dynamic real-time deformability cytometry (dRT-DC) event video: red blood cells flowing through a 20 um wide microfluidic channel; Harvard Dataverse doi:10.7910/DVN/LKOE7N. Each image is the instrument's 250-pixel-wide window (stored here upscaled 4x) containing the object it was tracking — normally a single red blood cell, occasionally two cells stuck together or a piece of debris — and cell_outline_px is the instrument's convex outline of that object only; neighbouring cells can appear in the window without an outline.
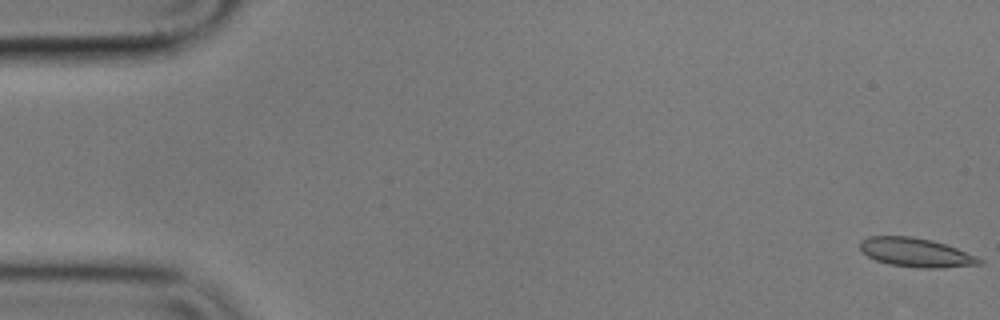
{"species": "common noctule bat (a hibernating species)", "species_latin": "Nyctalus noctula", "temperature_condition": "cold", "stored_images_in_passage": 56, "camera_frame_rate_fps": 3000, "um_per_image_px": 0.085, "animal": {"sex": "male", "body_mass_g": 17.9}, "frame": {"image": 1, "passage_image": 1, "time_ms": 0.0, "image_size_px": [1000, 320], "cell_outline_px": [[984, 264], [940, 268], [916, 268], [888, 264], [876, 260], [868, 256], [860, 248], [860, 240], [868, 236], [912, 236], [932, 240], [956, 248], [976, 256], [984, 260]], "centroid_in_image_um": [77.86, 21.47], "position_along_channel_um": 7.1, "area_um2": 20.23}}
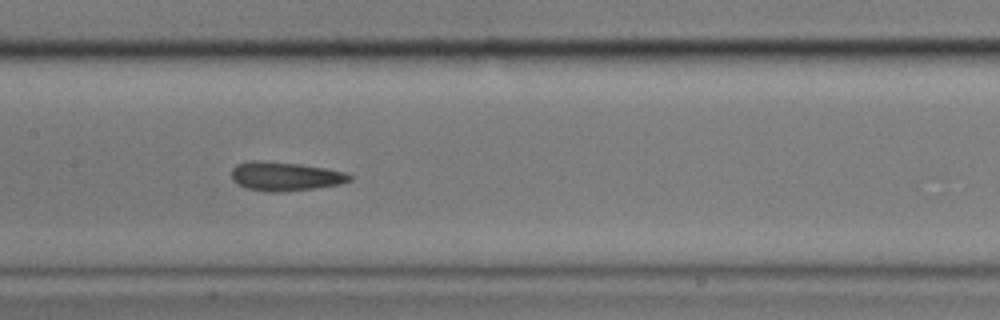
{"frame": {"image": 2, "passage_image": 27, "time_ms": 8.667, "image_size_px": [1000, 320], "cell_outline_px": [[352, 180], [340, 184], [316, 188], [280, 192], [268, 192], [244, 188], [236, 184], [232, 180], [232, 168], [236, 164], [252, 160], [260, 160], [300, 164], [324, 168], [344, 172], [352, 176]], "centroid_in_image_um": [24.19, 14.99], "position_along_channel_um": 183.2, "area_um2": 20.06}}
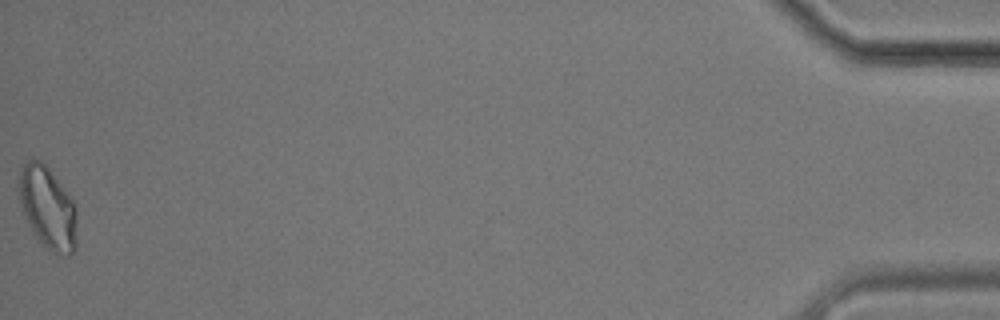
{"frame": {"image": 3, "passage_image": 56, "time_ms": 18.333, "image_size_px": [1000, 320], "cell_outline_px": [[76, 248], [68, 256], [48, 248], [40, 244], [24, 212], [16, 188], [16, 180], [20, 168], [32, 156], [40, 160], [48, 168], [76, 204]], "centroid_in_image_um": [4.03, 17.59], "position_along_channel_um": 431.2, "area_um2": 27.8}, "authors_computed_cell_mechanics": {"area_um2": 19.9988, "velocity_mm_per_s": 3.5792, "shape_relaxation_time_tau1_ms": 4.254, "shape_relaxation_time_tau2_ms": 2.0503, "deformation_change_tau1": 0.1224, "deformation_change_tau2": 0.0973}}